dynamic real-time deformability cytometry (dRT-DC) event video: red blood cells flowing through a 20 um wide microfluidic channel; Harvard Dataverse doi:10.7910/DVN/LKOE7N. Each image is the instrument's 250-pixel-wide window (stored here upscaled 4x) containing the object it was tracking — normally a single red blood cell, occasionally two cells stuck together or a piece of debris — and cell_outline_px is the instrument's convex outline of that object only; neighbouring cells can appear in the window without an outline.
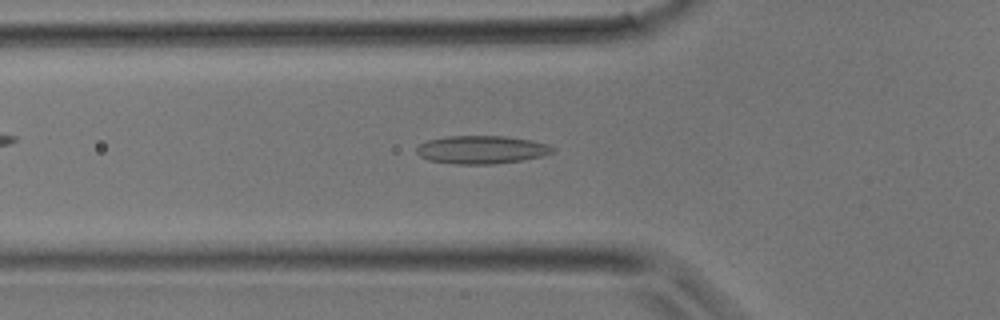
{"species": "common noctule bat (a hibernating species)", "species_latin": "Nyctalus noctula", "temperature_condition": "room temperature", "stored_images_in_passage": 34, "camera_frame_rate_fps": 3000, "um_per_image_px": 0.085, "animal": {"sex": "male", "body_mass_g": 17.9}, "frame": {"image": 1, "passage_image": 11, "time_ms": 3.333, "image_size_px": [1000, 320], "cell_outline_px": [[556, 148], [552, 152], [544, 156], [520, 160], [492, 164], [456, 164], [428, 160], [420, 156], [416, 152], [416, 148], [420, 144], [428, 140], [448, 136], [504, 136], [532, 140], [548, 144]], "centroid_in_image_um": [40.94, 12.72], "position_along_channel_um": 84.9, "area_um2": 22.25}}
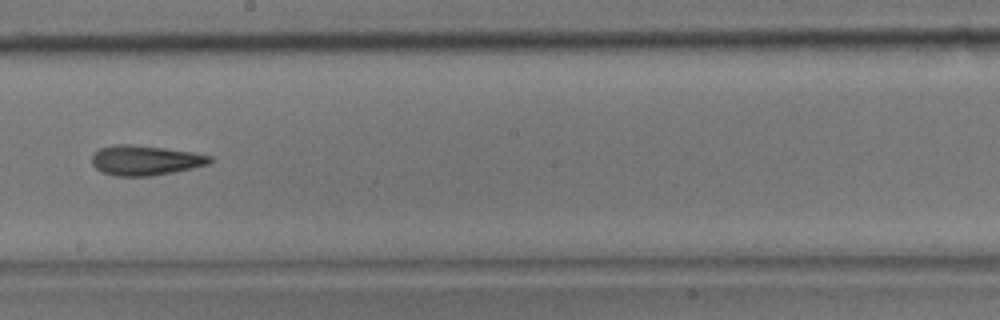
{"frame": {"image": 2, "passage_image": 19, "time_ms": 6.0, "image_size_px": [1000, 320], "cell_outline_px": [[212, 160], [208, 164], [172, 172], [148, 176], [116, 176], [100, 172], [92, 164], [92, 156], [100, 148], [116, 144], [128, 144], [164, 148], [192, 152], [212, 156]], "centroid_in_image_um": [12.31, 13.63], "position_along_channel_um": 235.9, "area_um2": 20.35}}
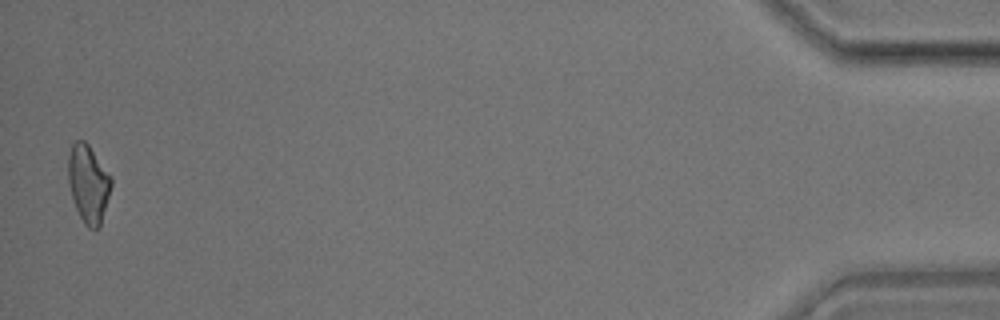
{"frame": {"image": 3, "passage_image": 34, "time_ms": 11.0, "image_size_px": [1000, 320], "cell_outline_px": [[112, 184], [100, 228], [88, 228], [84, 224], [76, 208], [72, 196], [68, 180], [68, 156], [72, 144], [76, 140], [84, 140], [88, 144], [112, 176]], "centroid_in_image_um": [7.52, 15.6], "position_along_channel_um": 427.7, "area_um2": 19.54}}